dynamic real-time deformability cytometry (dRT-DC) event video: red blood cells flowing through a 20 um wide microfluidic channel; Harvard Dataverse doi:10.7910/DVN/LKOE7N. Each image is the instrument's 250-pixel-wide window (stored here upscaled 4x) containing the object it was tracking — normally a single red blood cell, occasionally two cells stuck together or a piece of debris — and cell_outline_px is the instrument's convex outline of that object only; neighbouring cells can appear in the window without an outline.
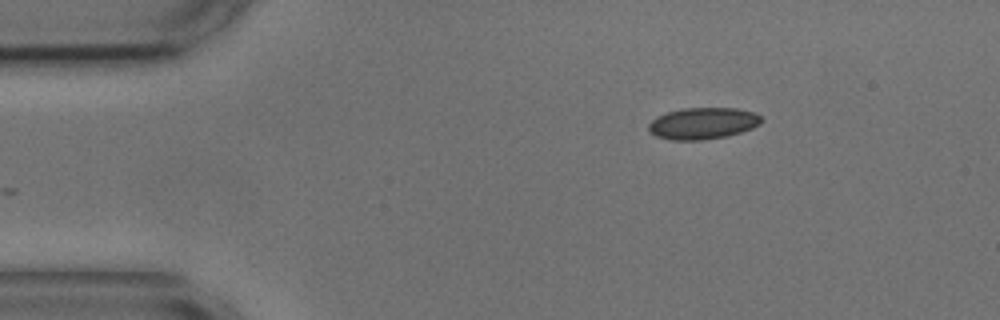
{"species": "common noctule bat (a hibernating species)", "species_latin": "Nyctalus noctula", "temperature_condition": "cold", "stored_images_in_passage": 48, "camera_frame_rate_fps": 3000, "um_per_image_px": 0.085, "animal": {"sex": "male", "body_mass_g": 17.9, "forearm_length_mm": 54.2}, "frame": {"image": 1, "passage_image": 1, "time_ms": 0.0, "image_size_px": [1000, 320], "cell_outline_px": [[764, 120], [760, 124], [752, 128], [728, 136], [704, 140], [672, 140], [656, 136], [648, 132], [648, 124], [656, 116], [680, 108], [736, 108], [756, 112]], "centroid_in_image_um": [59.74, 10.48], "position_along_channel_um": 25.3, "area_um2": 21.04}}
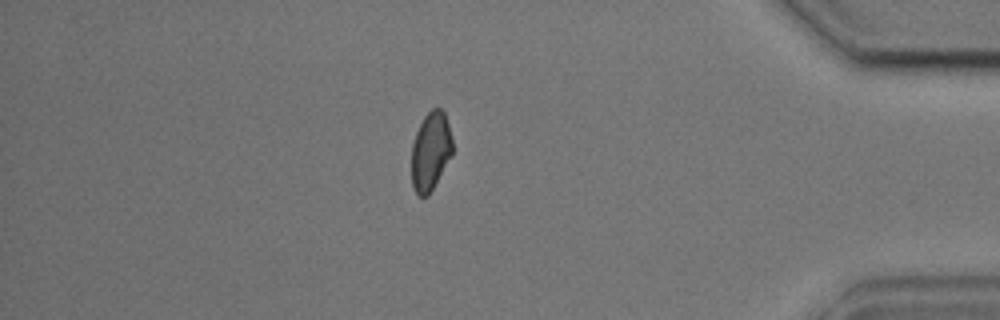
{"frame": {"image": 2, "passage_image": 40, "time_ms": 13.0, "image_size_px": [1000, 320], "cell_outline_px": [[452, 156], [428, 196], [416, 196], [412, 188], [412, 144], [416, 132], [424, 116], [432, 108], [440, 108], [444, 112], [452, 136]], "centroid_in_image_um": [36.6, 12.88], "position_along_channel_um": 398.6, "area_um2": 18.84}}
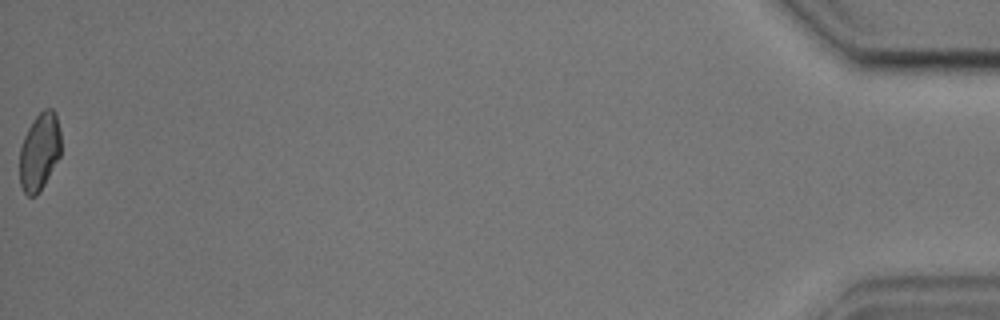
{"frame": {"image": 3, "passage_image": 48, "time_ms": 15.667, "image_size_px": [1000, 320], "cell_outline_px": [[60, 156], [40, 192], [36, 196], [28, 196], [24, 192], [20, 184], [20, 148], [24, 136], [32, 120], [44, 108], [52, 108], [56, 112], [60, 132]], "centroid_in_image_um": [3.36, 12.88], "position_along_channel_um": 431.8, "area_um2": 18.79}, "authors_computed_cell_mechanics": {"area_um2": 19.9988, "velocity_mm_per_s": 3.599, "shape_relaxation_time_tau1_ms": 6.6815, "shape_relaxation_time_tau2_ms": 2.6632, "deformation_change_tau1": 0.0798, "deformation_change_tau2": 0.0693}}